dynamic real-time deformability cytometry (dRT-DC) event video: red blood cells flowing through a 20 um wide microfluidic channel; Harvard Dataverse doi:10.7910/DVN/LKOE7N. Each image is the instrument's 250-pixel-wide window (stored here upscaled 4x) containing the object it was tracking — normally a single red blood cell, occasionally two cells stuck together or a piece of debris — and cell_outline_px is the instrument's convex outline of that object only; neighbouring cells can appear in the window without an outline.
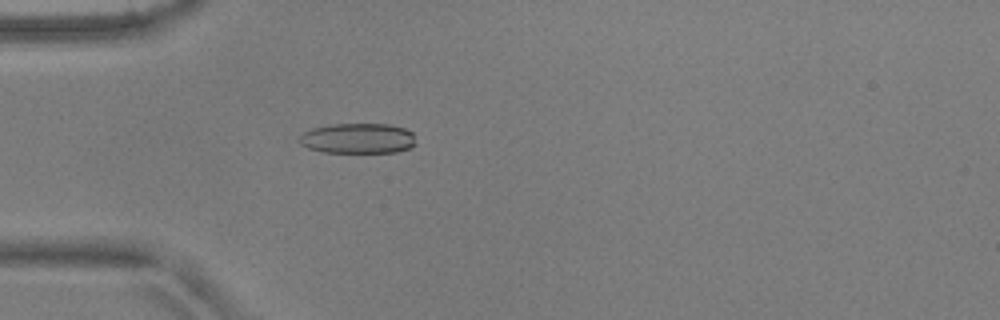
{"species": "common noctule bat (a hibernating species)", "species_latin": "Nyctalus noctula", "temperature_condition": "warm", "stored_images_in_passage": 5, "camera_frame_rate_fps": 3000, "um_per_image_px": 0.085, "animal": {"sex": "male", "body_mass_g": 17.9, "forearm_length_mm": 54.2}, "frame": {"image": 1, "passage_image": 5, "time_ms": 1.333, "image_size_px": [1000, 320], "cell_outline_px": [[416, 144], [412, 148], [396, 152], [324, 152], [308, 148], [300, 144], [296, 140], [304, 132], [312, 128], [332, 124], [388, 124], [404, 128], [412, 132]], "centroid_in_image_um": [30.42, 11.76], "position_along_channel_um": 54.6, "area_um2": 20.69}}